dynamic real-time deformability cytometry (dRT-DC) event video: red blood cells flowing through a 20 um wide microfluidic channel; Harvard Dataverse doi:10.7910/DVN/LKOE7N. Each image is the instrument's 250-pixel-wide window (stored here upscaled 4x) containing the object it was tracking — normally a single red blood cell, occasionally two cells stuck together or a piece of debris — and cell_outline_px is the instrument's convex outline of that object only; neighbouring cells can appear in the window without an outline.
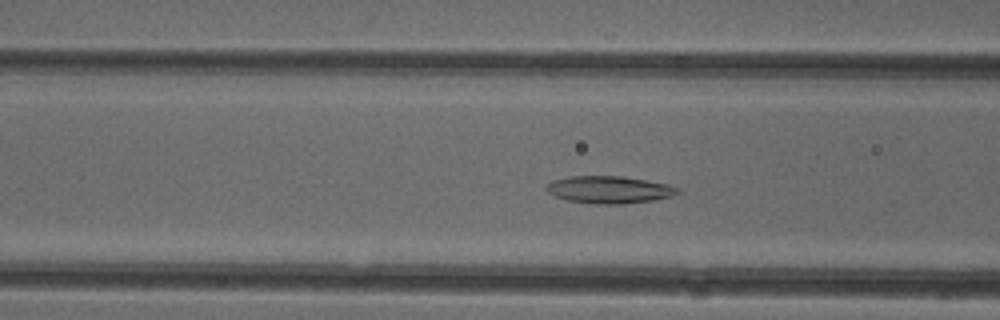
{"species": "common noctule bat (a hibernating species)", "species_latin": "Nyctalus noctula", "temperature_condition": "cold", "stored_images_in_passage": 49, "camera_frame_rate_fps": 3000, "um_per_image_px": 0.085, "animal": {"sex": "female"}, "frame": {"image": 1, "passage_image": 17, "time_ms": 5.333, "image_size_px": [1000, 320], "cell_outline_px": [[680, 192], [672, 196], [652, 200], [624, 204], [596, 204], [568, 200], [552, 196], [544, 188], [552, 180], [568, 176], [620, 176], [668, 184], [680, 188]], "centroid_in_image_um": [51.75, 16.12], "position_along_channel_um": 114.8, "area_um2": 20.92}}
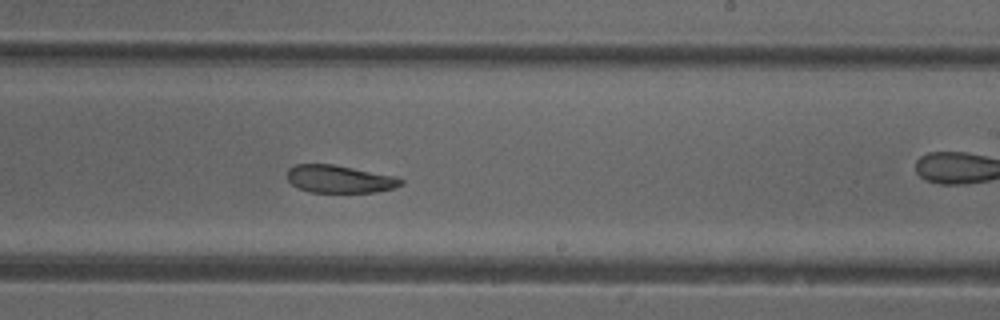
{"frame": {"image": 2, "passage_image": 28, "time_ms": 9.0, "image_size_px": [1000, 320], "cell_outline_px": [[404, 184], [392, 188], [376, 192], [308, 192], [292, 184], [288, 180], [288, 168], [296, 164], [332, 164], [396, 176], [404, 180]], "centroid_in_image_um": [28.87, 15.22], "position_along_channel_um": 260.1, "area_um2": 18.26}}
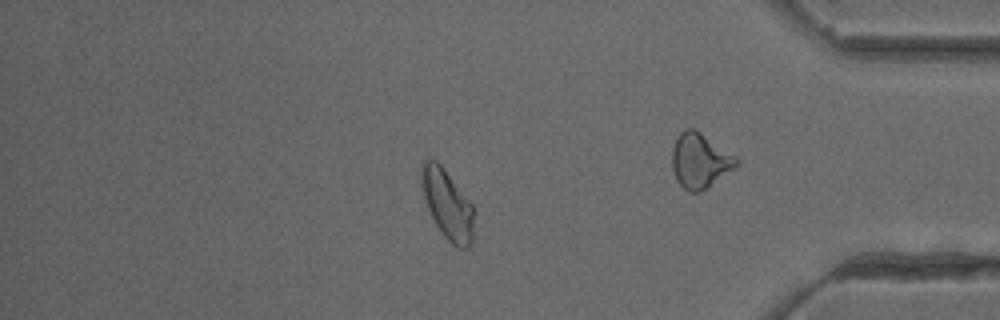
{"frame": {"image": 3, "passage_image": 41, "time_ms": 13.333, "image_size_px": [1000, 320], "cell_outline_px": [[472, 240], [468, 248], [456, 248], [444, 236], [436, 224], [428, 208], [424, 196], [424, 160], [436, 160], [440, 164], [472, 204]], "centroid_in_image_um": [38.07, 17.44], "position_along_channel_um": 397.1, "area_um2": 20.06}, "authors_computed_cell_mechanics": {"area_um2": 21.2126, "velocity_mm_per_s": 3.9659, "shape_relaxation_time_tau1_ms": null, "shape_relaxation_time_tau2_ms": 2.8129, "deformation_change_tau1": null, "deformation_change_tau2": 0.0896}}